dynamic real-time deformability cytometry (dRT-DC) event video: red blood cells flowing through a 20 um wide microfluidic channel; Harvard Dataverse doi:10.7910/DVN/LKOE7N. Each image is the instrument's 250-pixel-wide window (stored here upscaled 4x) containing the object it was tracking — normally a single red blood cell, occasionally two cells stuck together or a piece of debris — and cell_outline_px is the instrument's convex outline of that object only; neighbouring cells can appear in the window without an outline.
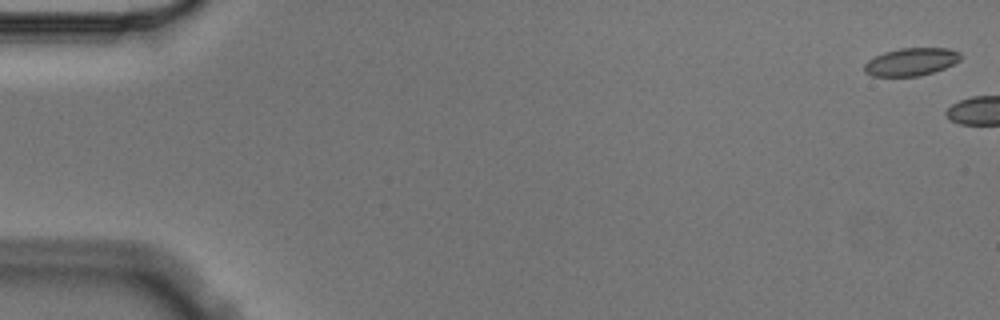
{"species": "Egyptian fruit bat (a non-hibernating species)", "species_latin": "Rousettus aegyptiacus", "temperature_condition": "cold", "stored_images_in_passage": 3, "camera_frame_rate_fps": 3000, "um_per_image_px": 0.085, "animal": {"sex": "male"}, "frame": {"image": 1, "passage_image": 1, "time_ms": 0.0, "image_size_px": [1000, 320], "cell_outline_px": [[960, 60], [944, 68], [920, 76], [872, 76], [864, 72], [864, 64], [868, 60], [884, 52], [900, 48], [948, 48], [960, 52]], "centroid_in_image_um": [77.42, 5.25], "position_along_channel_um": 7.6, "area_um2": 15.49}}